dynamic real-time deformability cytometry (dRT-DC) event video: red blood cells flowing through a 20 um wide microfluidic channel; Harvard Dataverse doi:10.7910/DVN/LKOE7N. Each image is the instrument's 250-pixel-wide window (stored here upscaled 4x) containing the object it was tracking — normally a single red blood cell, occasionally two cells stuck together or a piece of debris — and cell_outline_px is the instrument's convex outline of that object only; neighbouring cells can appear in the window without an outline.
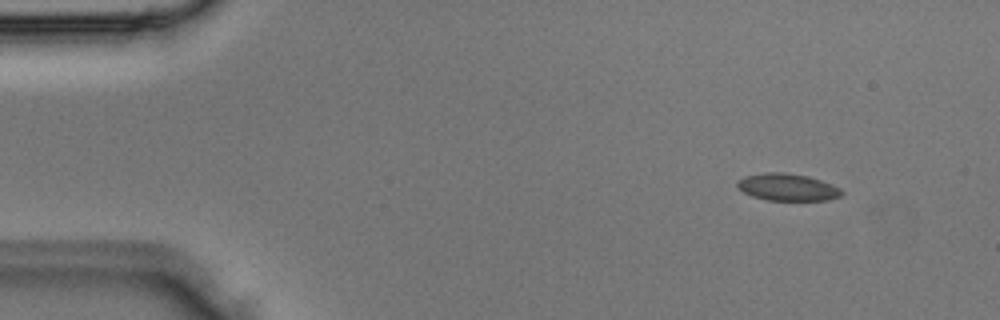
{"species": "Egyptian fruit bat (a non-hibernating species)", "species_latin": "Rousettus aegyptiacus", "temperature_condition": "room temperature", "stored_images_in_passage": 3, "camera_frame_rate_fps": 3000, "um_per_image_px": 0.085, "animal": {"sex": "male"}, "frame": {"image": 1, "passage_image": 1, "time_ms": 0.0, "image_size_px": [1000, 320], "cell_outline_px": [[844, 192], [840, 196], [828, 200], [768, 200], [752, 196], [744, 192], [736, 184], [736, 180], [744, 176], [764, 172], [784, 172], [808, 176], [832, 184], [840, 188]], "centroid_in_image_um": [66.93, 15.9], "position_along_channel_um": 18.1, "area_um2": 16.53}}
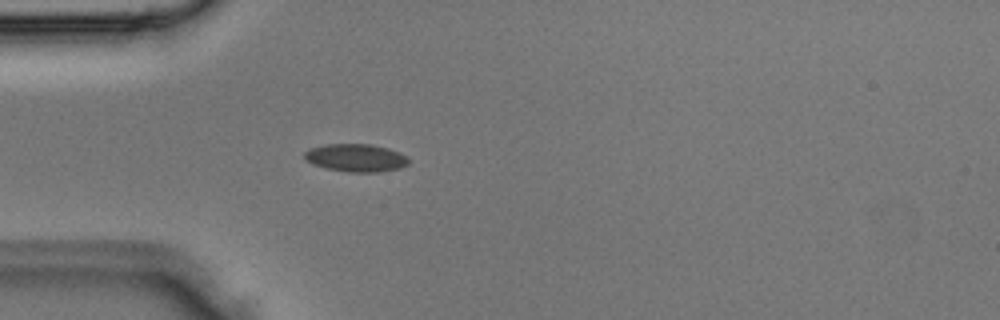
{"frame": {"image": 2, "passage_image": 3, "time_ms": 0.667, "image_size_px": [1000, 320], "cell_outline_px": [[408, 164], [400, 168], [380, 172], [352, 172], [328, 168], [316, 164], [308, 160], [304, 156], [304, 152], [308, 148], [324, 144], [372, 144], [388, 148], [400, 152], [408, 156]], "centroid_in_image_um": [30.3, 13.4], "position_along_channel_um": 54.7, "area_um2": 16.82}}